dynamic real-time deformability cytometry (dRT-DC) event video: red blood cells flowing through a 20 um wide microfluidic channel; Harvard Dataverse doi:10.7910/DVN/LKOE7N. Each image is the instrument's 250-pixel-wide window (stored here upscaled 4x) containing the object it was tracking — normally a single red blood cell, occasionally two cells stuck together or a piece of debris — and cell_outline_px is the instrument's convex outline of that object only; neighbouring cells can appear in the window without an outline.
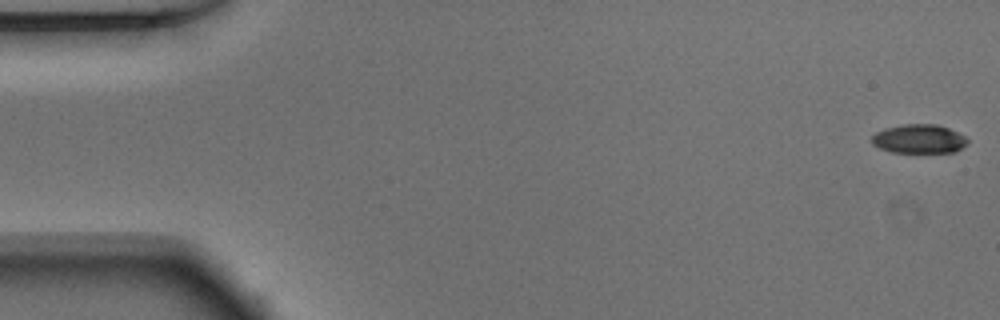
{"species": "Egyptian fruit bat (a non-hibernating species)", "species_latin": "Rousettus aegyptiacus", "temperature_condition": "warm", "stored_images_in_passage": 52, "camera_frame_rate_fps": 3000, "um_per_image_px": 0.085, "animal": {"sex": "male"}, "frame": {"image": 1, "passage_image": 1, "time_ms": 0.0, "image_size_px": [1000, 320], "cell_outline_px": [[968, 144], [956, 152], [892, 152], [880, 148], [872, 144], [872, 136], [876, 132], [884, 128], [904, 124], [936, 124], [948, 128], [964, 136], [968, 140]], "centroid_in_image_um": [78.12, 11.8], "position_along_channel_um": 6.9, "area_um2": 16.13}}
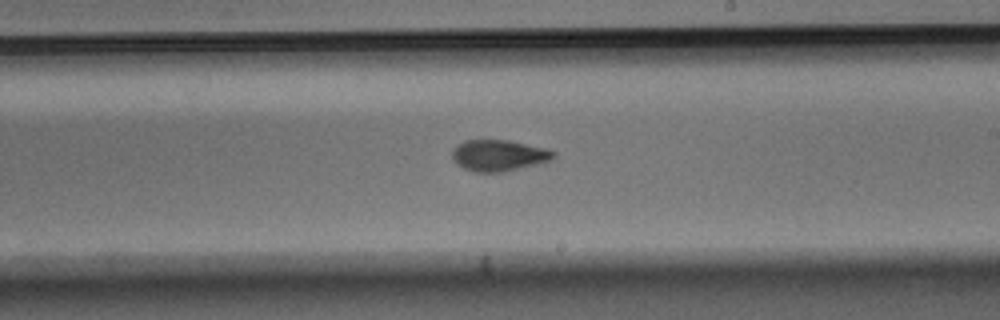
{"frame": {"image": 2, "passage_image": 30, "time_ms": 9.667, "image_size_px": [1000, 320], "cell_outline_px": [[556, 156], [552, 160], [540, 164], [504, 172], [476, 172], [464, 168], [456, 164], [452, 160], [452, 152], [456, 144], [464, 140], [508, 140], [548, 148], [556, 152]], "centroid_in_image_um": [42.42, 13.21], "position_along_channel_um": 246.6, "area_um2": 18.84}}
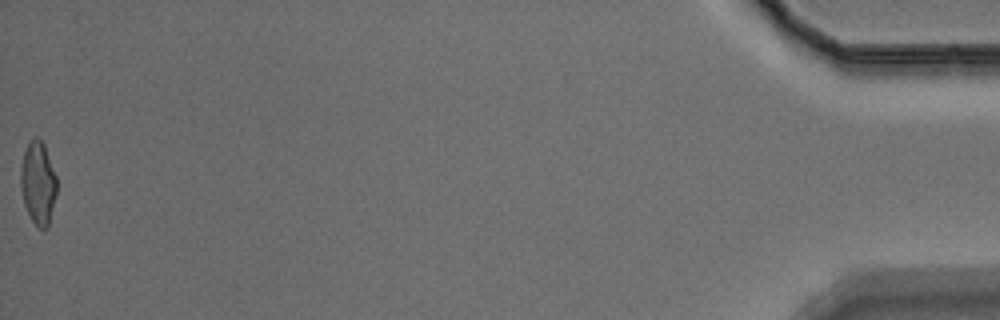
{"frame": {"image": 3, "passage_image": 52, "time_ms": 17.0, "image_size_px": [1000, 320], "cell_outline_px": [[56, 196], [48, 228], [44, 232], [36, 228], [24, 204], [20, 188], [20, 168], [24, 152], [32, 136], [36, 136], [44, 144], [56, 176]], "centroid_in_image_um": [3.23, 15.6], "position_along_channel_um": 432.0, "area_um2": 17.74}, "authors_computed_cell_mechanics": {"area_um2": 17.918, "velocity_mm_per_s": 3.9029, "shape_relaxation_time_tau1_ms": 5.6933, "shape_relaxation_time_tau2_ms": 2.3492, "deformation_change_tau1": 0.2052, "deformation_change_tau2": 0.0889}}